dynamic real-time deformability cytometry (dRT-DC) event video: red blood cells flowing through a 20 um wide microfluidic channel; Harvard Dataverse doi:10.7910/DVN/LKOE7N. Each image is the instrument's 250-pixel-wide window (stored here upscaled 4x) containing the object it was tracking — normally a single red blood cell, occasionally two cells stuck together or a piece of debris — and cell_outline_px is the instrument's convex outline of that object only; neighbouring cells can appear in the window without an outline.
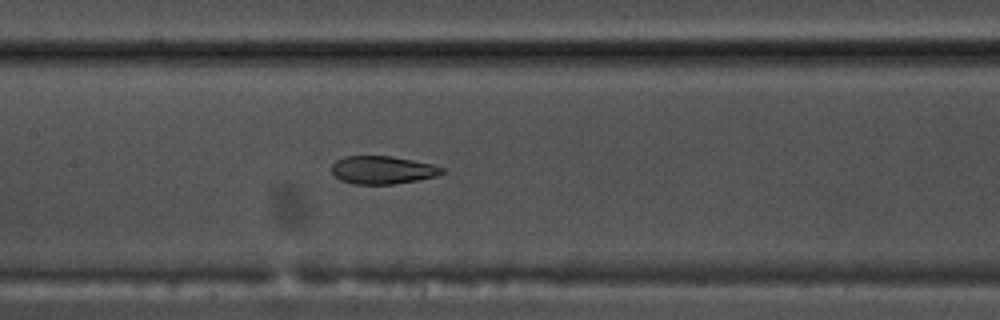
{"species": "common noctule bat (a hibernating species)", "species_latin": "Nyctalus noctula", "temperature_condition": "warm", "stored_images_in_passage": 45, "camera_frame_rate_fps": 3000, "um_per_image_px": 0.085, "animal": {"sex": "male", "body_mass_g": 17.5, "forearm_length_mm": 52.3}, "frame": {"image": 1, "passage_image": 17, "time_ms": 5.333, "image_size_px": [1000, 320], "cell_outline_px": [[444, 172], [436, 176], [416, 180], [392, 184], [352, 184], [340, 180], [332, 172], [332, 164], [336, 160], [344, 156], [392, 156], [432, 164], [444, 168]], "centroid_in_image_um": [32.49, 14.44], "position_along_channel_um": 174.9, "area_um2": 17.92}}
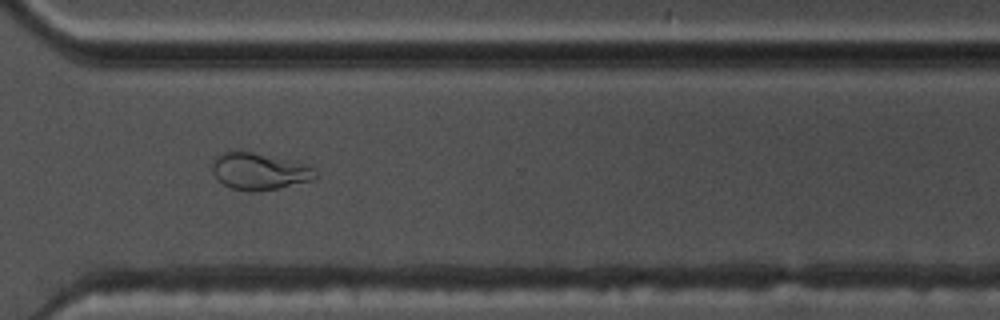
{"frame": {"image": 2, "passage_image": 31, "time_ms": 10.0, "image_size_px": [1000, 320], "cell_outline_px": [[320, 176], [312, 180], [280, 188], [256, 192], [248, 192], [232, 188], [224, 184], [212, 172], [212, 160], [224, 152], [252, 152], [296, 160], [316, 168]], "centroid_in_image_um": [22.13, 14.57], "position_along_channel_um": 348.5, "area_um2": 22.48}}
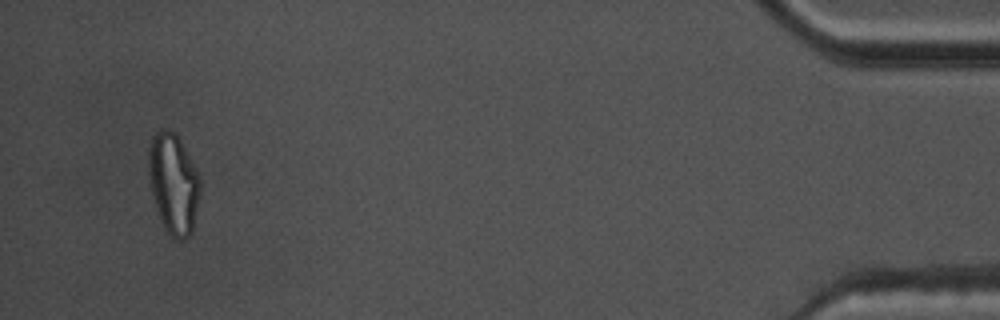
{"frame": {"image": 3, "passage_image": 43, "time_ms": 14.0, "image_size_px": [1000, 320], "cell_outline_px": [[200, 196], [192, 232], [184, 240], [176, 240], [164, 228], [156, 208], [152, 196], [148, 168], [148, 148], [152, 136], [160, 128], [168, 128], [176, 132], [200, 176]], "centroid_in_image_um": [14.74, 15.57], "position_along_channel_um": 420.5, "area_um2": 30.52}, "authors_computed_cell_mechanics": {"area_um2": 19.8254, "velocity_mm_per_s": 3.7246, "shape_relaxation_time_tau1_ms": 6.548, "shape_relaxation_time_tau2_ms": 1.7551, "deformation_change_tau1": 0.2139, "deformation_change_tau2": 0.0885}}